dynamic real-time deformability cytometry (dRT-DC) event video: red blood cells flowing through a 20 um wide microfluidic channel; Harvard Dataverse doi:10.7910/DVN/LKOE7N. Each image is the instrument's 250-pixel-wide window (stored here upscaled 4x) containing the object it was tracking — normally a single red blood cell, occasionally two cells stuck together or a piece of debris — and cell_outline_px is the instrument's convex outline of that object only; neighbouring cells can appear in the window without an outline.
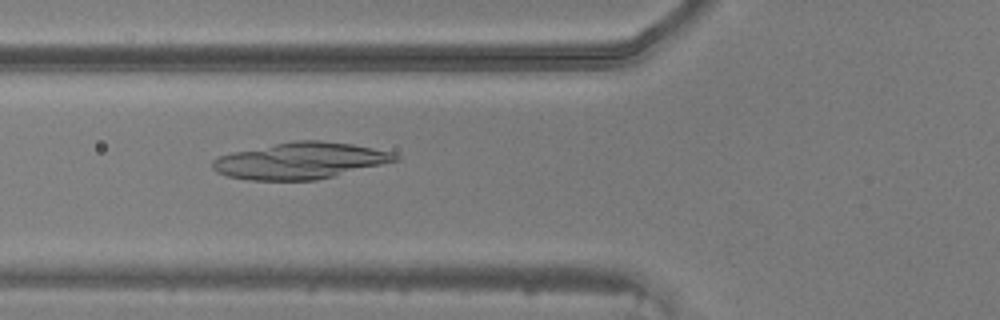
{"species": "common noctule bat (a hibernating species)", "species_latin": "Nyctalus noctula", "temperature_condition": "warm", "stored_images_in_passage": 41, "camera_frame_rate_fps": 3000, "um_per_image_px": 0.085, "animal": {"sex": "male", "body_mass_g": 20.5, "forearm_length_mm": 52.5}, "frame": {"image": 1, "passage_image": 11, "time_ms": 3.333, "image_size_px": [1000, 320], "cell_outline_px": [[400, 160], [316, 180], [248, 180], [228, 176], [216, 172], [212, 168], [212, 160], [220, 156], [232, 152], [276, 144], [300, 140], [320, 140], [352, 144], [392, 152], [400, 156]], "centroid_in_image_um": [25.53, 13.66], "position_along_channel_um": 100.3, "area_um2": 38.44}}
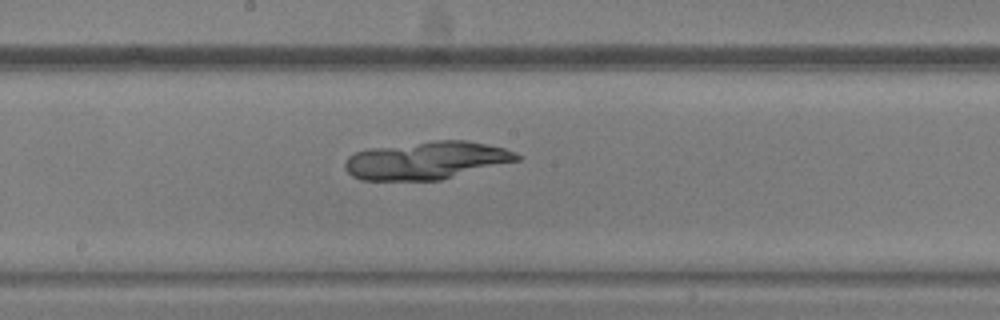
{"frame": {"image": 2, "passage_image": 19, "time_ms": 6.0, "image_size_px": [1000, 320], "cell_outline_px": [[520, 160], [440, 180], [360, 180], [352, 176], [344, 168], [344, 164], [348, 156], [356, 152], [368, 148], [436, 140], [468, 140], [504, 148], [516, 152], [520, 156]], "centroid_in_image_um": [36.24, 13.63], "position_along_channel_um": 212.0, "area_um2": 37.97}}
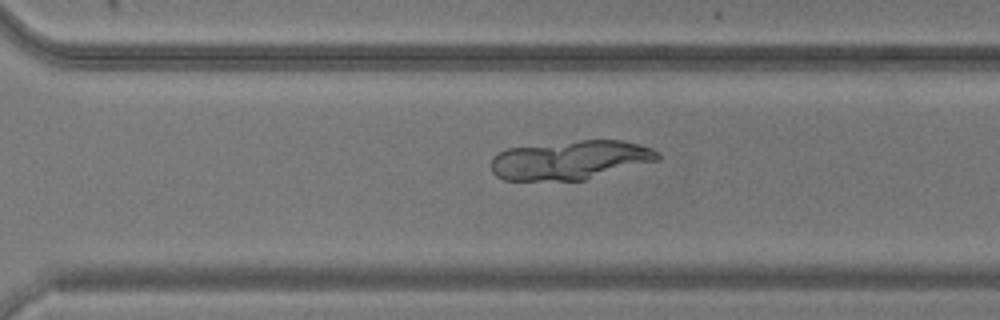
{"frame": {"image": 3, "passage_image": 27, "time_ms": 8.667, "image_size_px": [1000, 320], "cell_outline_px": [[660, 160], [584, 180], [504, 180], [496, 176], [492, 172], [492, 156], [508, 148], [580, 140], [624, 140], [652, 148], [660, 152]], "centroid_in_image_um": [48.51, 13.6], "position_along_channel_um": 322.1, "area_um2": 37.92}}